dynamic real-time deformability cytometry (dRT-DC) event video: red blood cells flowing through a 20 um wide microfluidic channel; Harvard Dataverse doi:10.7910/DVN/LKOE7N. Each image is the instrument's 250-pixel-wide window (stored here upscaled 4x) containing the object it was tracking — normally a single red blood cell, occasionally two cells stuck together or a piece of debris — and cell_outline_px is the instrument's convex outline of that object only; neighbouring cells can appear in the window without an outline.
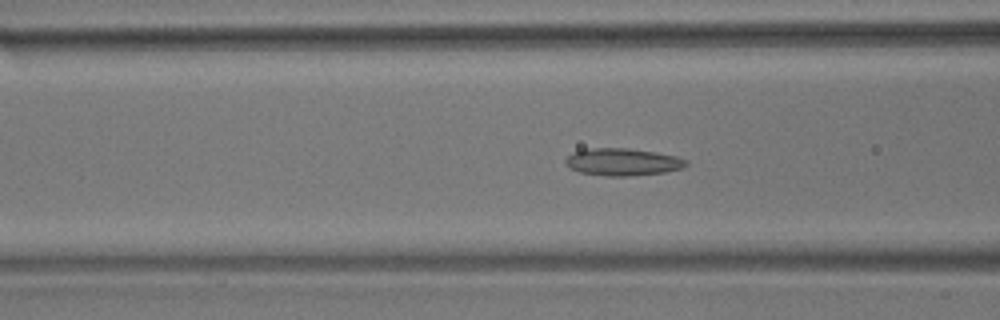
{"species": "common noctule bat (a hibernating species)", "species_latin": "Nyctalus noctula", "temperature_condition": "room temperature", "stored_images_in_passage": 52, "camera_frame_rate_fps": 3000, "um_per_image_px": 0.085, "animal": {"sex": "male", "body_mass_g": 17.9}, "frame": {"image": 1, "passage_image": 18, "time_ms": 5.667, "image_size_px": [1000, 320], "cell_outline_px": [[688, 164], [680, 168], [664, 172], [628, 176], [604, 176], [580, 172], [564, 164], [564, 160], [572, 152], [592, 148], [628, 148], [676, 156], [688, 160]], "centroid_in_image_um": [52.89, 13.77], "position_along_channel_um": 113.7, "area_um2": 19.02}}
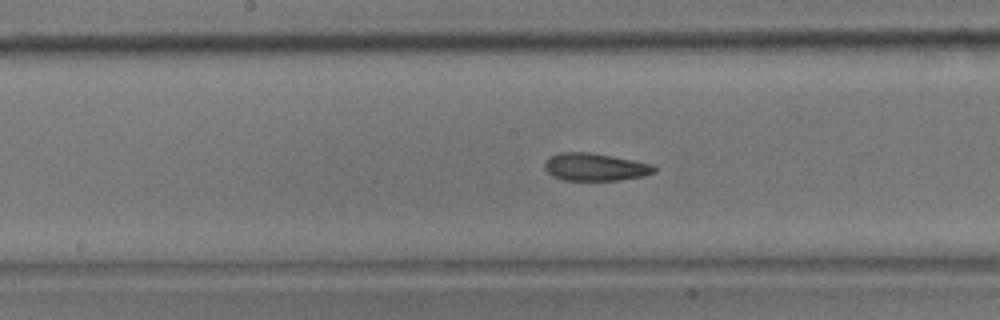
{"frame": {"image": 2, "passage_image": 25, "time_ms": 8.0, "image_size_px": [1000, 320], "cell_outline_px": [[656, 172], [644, 176], [620, 180], [564, 180], [552, 176], [544, 168], [544, 160], [548, 156], [560, 152], [588, 152], [612, 156], [652, 164], [656, 168]], "centroid_in_image_um": [50.55, 14.19], "position_along_channel_um": 197.7, "area_um2": 17.74}}
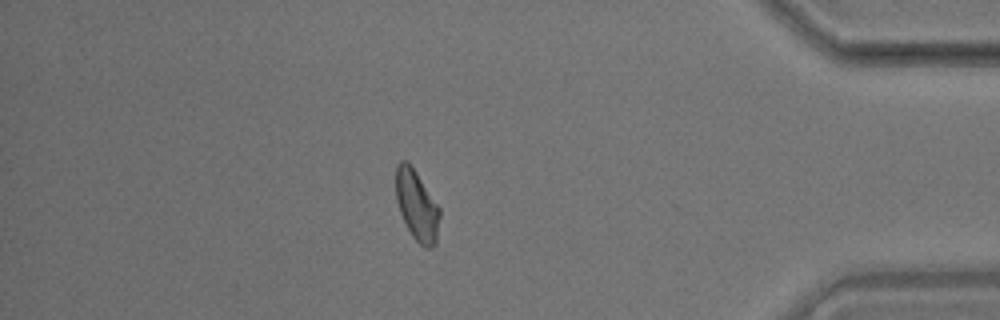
{"frame": {"image": 3, "passage_image": 45, "time_ms": 14.667, "image_size_px": [1000, 320], "cell_outline_px": [[440, 216], [436, 244], [432, 248], [424, 248], [412, 236], [400, 212], [396, 200], [396, 164], [400, 160], [404, 160], [416, 172], [440, 208]], "centroid_in_image_um": [35.44, 17.49], "position_along_channel_um": 399.8, "area_um2": 17.8}, "authors_computed_cell_mechanics": {"area_um2": 17.918, "velocity_mm_per_s": 3.5879, "shape_relaxation_time_tau1_ms": 6.8311, "shape_relaxation_time_tau2_ms": 3.7421, "deformation_change_tau1": 0.1435, "deformation_change_tau2": 0.111}}